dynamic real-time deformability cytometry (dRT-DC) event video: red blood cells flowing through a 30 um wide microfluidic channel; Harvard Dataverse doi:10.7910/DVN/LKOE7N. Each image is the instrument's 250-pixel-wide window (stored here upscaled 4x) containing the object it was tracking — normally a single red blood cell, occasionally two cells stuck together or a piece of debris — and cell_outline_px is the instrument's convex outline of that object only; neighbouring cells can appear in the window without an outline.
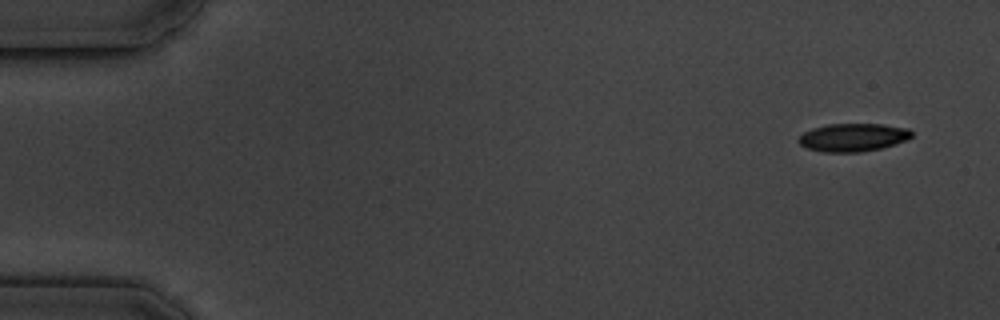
{"species": "common noctule bat (a hibernating species)", "species_latin": "Nyctalus noctula", "temperature_condition": "cold", "stored_images_in_passage": 5, "camera_frame_rate_fps": 3000, "um_per_image_px": 0.085, "animal": {"sex": "male", "body_mass_g": 19.5, "forearm_length_mm": 54.6}, "frame": {"image": 1, "passage_image": 1, "time_ms": 0.0, "image_size_px": [1000, 320], "cell_outline_px": [[912, 136], [896, 144], [880, 148], [860, 152], [824, 152], [808, 148], [800, 144], [796, 140], [804, 132], [812, 128], [828, 124], [880, 124], [908, 128], [912, 132]], "centroid_in_image_um": [72.48, 11.67], "position_along_channel_um": 12.5, "area_um2": 18.38}}